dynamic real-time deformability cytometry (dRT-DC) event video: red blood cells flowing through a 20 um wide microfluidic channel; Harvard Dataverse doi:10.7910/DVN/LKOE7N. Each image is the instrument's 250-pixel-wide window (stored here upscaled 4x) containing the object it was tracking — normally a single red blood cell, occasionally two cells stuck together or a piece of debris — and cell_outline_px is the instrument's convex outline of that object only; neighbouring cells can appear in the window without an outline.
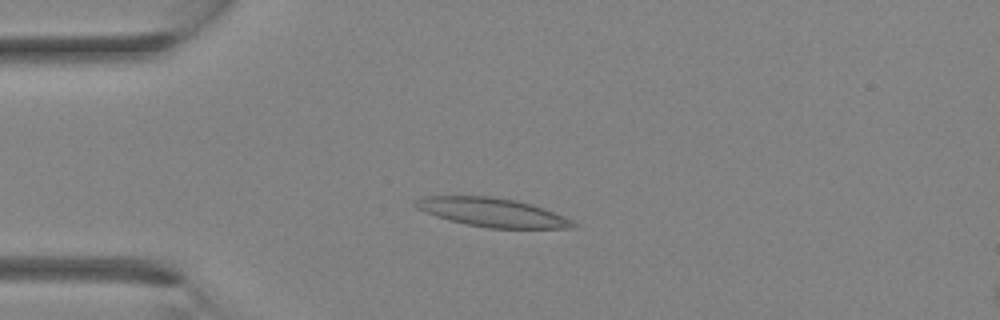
{"species": "Egyptian fruit bat (a non-hibernating species)", "species_latin": "Rousettus aegyptiacus", "temperature_condition": "room temperature", "stored_images_in_passage": 1, "camera_frame_rate_fps": 3000, "um_per_image_px": 0.085, "animal": {"sex": "female"}, "frame": {"image": 1, "passage_image": 1, "time_ms": 0.0, "image_size_px": [1000, 320], "cell_outline_px": [[576, 228], [488, 228], [448, 220], [424, 212], [416, 208], [412, 204], [416, 200], [424, 196], [492, 196], [516, 200], [532, 204], [544, 208], [564, 216], [572, 220], [576, 224]], "centroid_in_image_um": [41.84, 18.05], "position_along_channel_um": 43.2, "area_um2": 26.47}}